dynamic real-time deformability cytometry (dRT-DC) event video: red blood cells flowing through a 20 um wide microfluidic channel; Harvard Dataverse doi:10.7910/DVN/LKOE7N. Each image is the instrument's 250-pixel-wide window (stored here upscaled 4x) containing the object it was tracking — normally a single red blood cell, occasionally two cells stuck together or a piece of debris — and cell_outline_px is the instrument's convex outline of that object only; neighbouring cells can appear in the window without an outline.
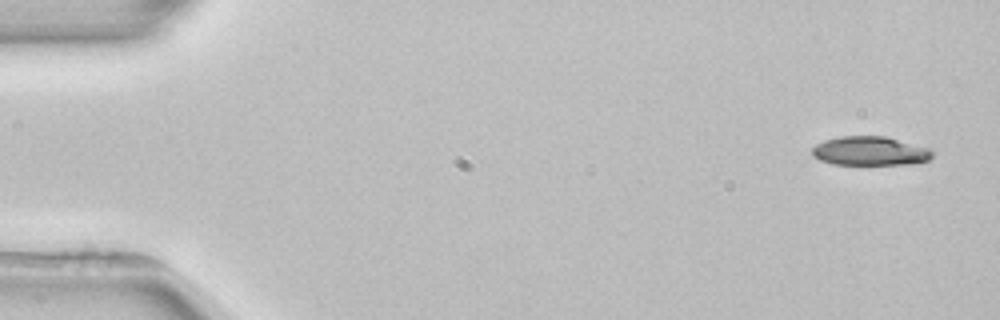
{"species": "common noctule bat (a hibernating species)", "species_latin": "Nyctalus noctula", "temperature_condition": "room temperature", "stored_images_in_passage": 4, "camera_frame_rate_fps": 3000, "um_per_image_px": 0.085, "animal": {"sex": "female", "body_mass_g": 22.7, "forearm_length_mm": 54.2}, "frame": {"image": 1, "passage_image": 1, "time_ms": 0.0, "image_size_px": [1000, 320], "cell_outline_px": [[932, 156], [928, 160], [908, 164], [832, 164], [820, 160], [812, 156], [812, 148], [816, 144], [824, 140], [840, 136], [884, 136], [928, 148], [932, 152]], "centroid_in_image_um": [73.89, 12.83], "position_along_channel_um": 11.1, "area_um2": 20.11}}
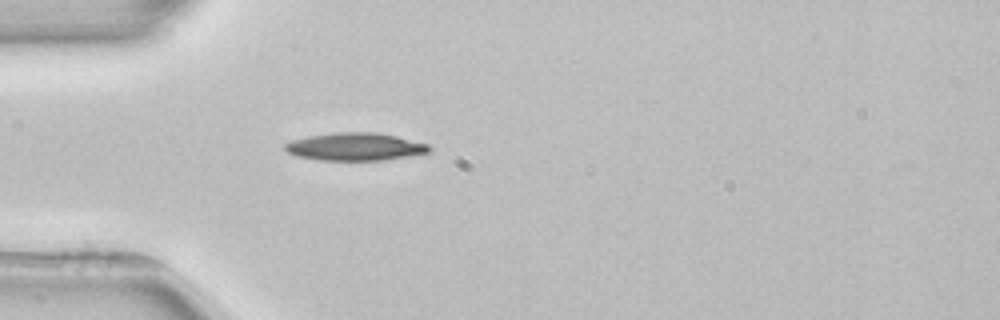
{"frame": {"image": 2, "passage_image": 4, "time_ms": 4.333, "image_size_px": [1000, 320], "cell_outline_px": [[432, 148], [428, 152], [408, 156], [384, 160], [320, 160], [296, 156], [288, 152], [284, 148], [284, 144], [292, 140], [308, 136], [332, 132], [376, 132], [396, 136], [428, 144]], "centroid_in_image_um": [30.16, 12.46], "position_along_channel_um": 54.8, "area_um2": 23.29}}